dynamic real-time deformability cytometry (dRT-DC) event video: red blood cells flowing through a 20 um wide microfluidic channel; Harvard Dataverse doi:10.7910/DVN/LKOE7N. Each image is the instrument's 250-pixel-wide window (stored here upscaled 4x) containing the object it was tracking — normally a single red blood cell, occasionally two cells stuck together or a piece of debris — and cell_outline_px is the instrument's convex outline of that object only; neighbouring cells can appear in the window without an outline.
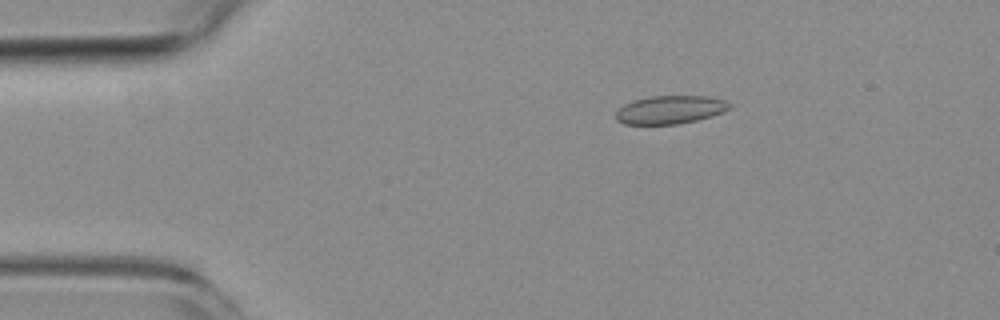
{"species": "common noctule bat (a hibernating species)", "species_latin": "Nyctalus noctula", "temperature_condition": "room temperature", "stored_images_in_passage": 7, "camera_frame_rate_fps": 3000, "um_per_image_px": 0.085, "animal": {"sex": "female", "body_mass_g": 19.3, "forearm_length_mm": 54.1}, "frame": {"image": 1, "passage_image": 3, "time_ms": 2.333, "image_size_px": [1000, 320], "cell_outline_px": [[732, 104], [728, 108], [712, 116], [680, 124], [624, 124], [616, 120], [616, 112], [624, 104], [636, 100], [652, 96], [708, 96], [724, 100]], "centroid_in_image_um": [56.95, 9.33], "position_along_channel_um": 28.0, "area_um2": 18.5}}
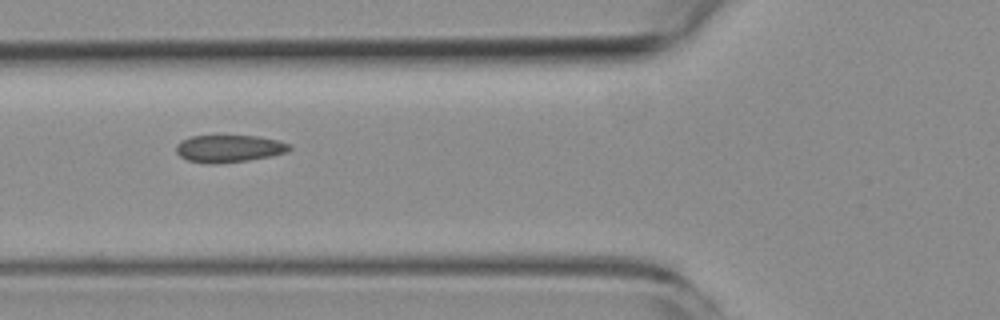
{"frame": {"image": 2, "passage_image": 6, "time_ms": 6.0, "image_size_px": [1000, 320], "cell_outline_px": [[292, 148], [288, 152], [272, 156], [248, 160], [216, 164], [204, 164], [188, 160], [180, 156], [176, 152], [176, 144], [180, 140], [192, 136], [256, 136], [280, 140], [292, 144]], "centroid_in_image_um": [19.49, 12.63], "position_along_channel_um": 106.3, "area_um2": 18.32}}
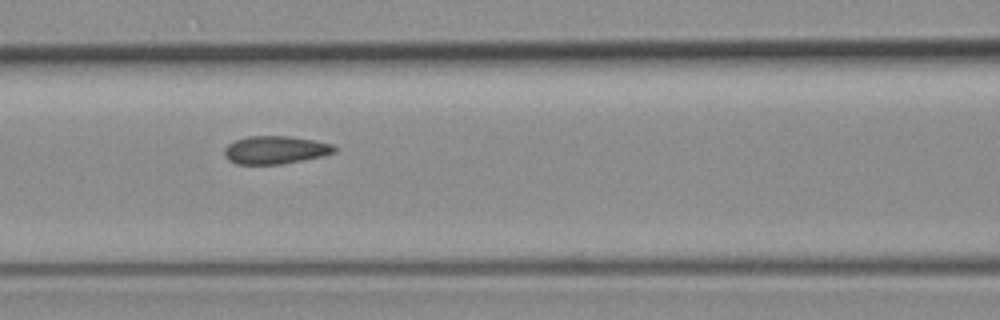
{"frame": {"image": 3, "passage_image": 7, "time_ms": 7.0, "image_size_px": [1000, 320], "cell_outline_px": [[336, 152], [324, 156], [280, 164], [236, 164], [228, 160], [224, 156], [224, 148], [228, 144], [236, 140], [248, 136], [288, 136], [312, 140], [332, 144], [336, 148]], "centroid_in_image_um": [23.38, 12.75], "position_along_channel_um": 143.2, "area_um2": 17.92}}